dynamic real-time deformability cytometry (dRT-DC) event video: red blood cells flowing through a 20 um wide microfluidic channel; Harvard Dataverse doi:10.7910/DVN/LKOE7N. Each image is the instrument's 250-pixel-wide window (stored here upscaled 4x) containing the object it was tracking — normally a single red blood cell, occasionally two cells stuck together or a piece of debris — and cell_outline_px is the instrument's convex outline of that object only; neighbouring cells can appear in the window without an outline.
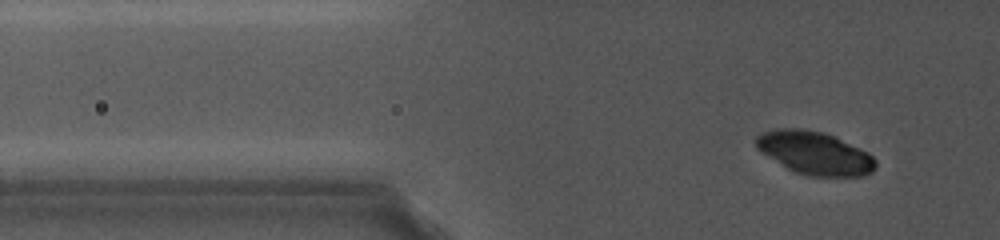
{"species": "common noctule bat (a hibernating species)", "species_latin": "Nyctalus noctula", "temperature_condition": "cold", "stored_images_in_passage": 23, "camera_frame_rate_fps": 5000, "um_per_image_px": 0.085, "animal": {"sex": "female", "body_mass_g": 19.0, "forearm_length_mm": 56.7}, "frame": {"image": 1, "passage_image": 14, "time_ms": 2.6, "image_size_px": [1000, 240], "cell_outline_px": [[876, 168], [872, 172], [864, 176], [808, 176], [796, 172], [788, 168], [756, 148], [756, 136], [764, 132], [776, 128], [800, 128], [824, 132], [868, 152], [876, 160]], "centroid_in_image_um": [69.28, 13.0], "position_along_channel_um": 56.5, "area_um2": 29.71}}